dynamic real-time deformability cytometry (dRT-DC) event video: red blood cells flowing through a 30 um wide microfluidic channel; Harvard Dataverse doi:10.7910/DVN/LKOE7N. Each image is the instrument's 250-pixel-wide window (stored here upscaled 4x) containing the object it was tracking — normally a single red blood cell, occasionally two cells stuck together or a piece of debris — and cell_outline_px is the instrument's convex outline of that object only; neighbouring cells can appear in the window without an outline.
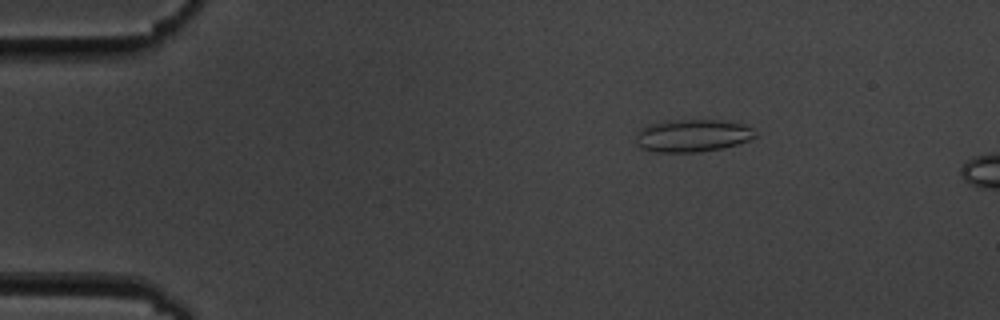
{"species": "common noctule bat (a hibernating species)", "species_latin": "Nyctalus noctula", "temperature_condition": "cold", "stored_images_in_passage": 8, "camera_frame_rate_fps": 3000, "um_per_image_px": 0.085, "animal": {"sex": "male", "body_mass_g": 19.5, "forearm_length_mm": 54.6}, "frame": {"image": 1, "passage_image": 3, "time_ms": 0.667, "image_size_px": [1000, 320], "cell_outline_px": [[756, 136], [748, 140], [736, 144], [720, 148], [696, 152], [656, 152], [640, 148], [636, 144], [636, 132], [640, 128], [652, 124], [668, 120], [720, 120], [740, 124], [752, 128]], "centroid_in_image_um": [58.79, 11.53], "position_along_channel_um": 26.2, "area_um2": 22.43}}